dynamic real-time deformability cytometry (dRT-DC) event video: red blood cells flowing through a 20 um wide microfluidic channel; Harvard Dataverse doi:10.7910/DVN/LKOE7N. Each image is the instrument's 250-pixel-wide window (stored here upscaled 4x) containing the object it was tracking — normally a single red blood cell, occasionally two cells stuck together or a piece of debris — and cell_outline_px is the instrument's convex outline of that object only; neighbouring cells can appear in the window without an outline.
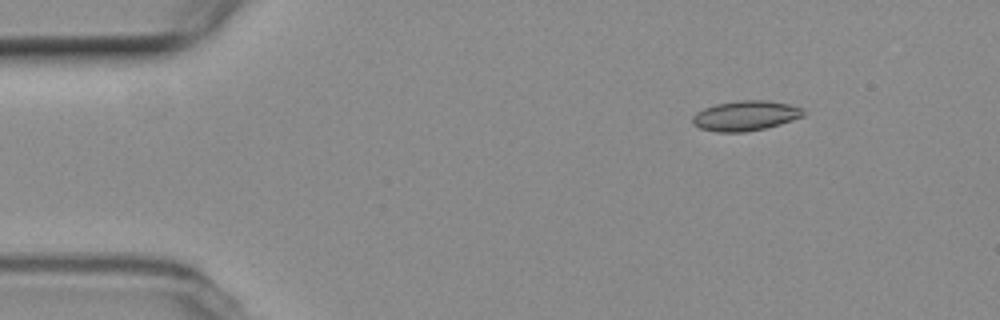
{"species": "common noctule bat (a hibernating species)", "species_latin": "Nyctalus noctula", "temperature_condition": "room temperature", "stored_images_in_passage": 5, "camera_frame_rate_fps": 3000, "um_per_image_px": 0.085, "animal": {"sex": "female", "body_mass_g": 19.3, "forearm_length_mm": 54.1}, "frame": {"image": 1, "passage_image": 3, "time_ms": 2.333, "image_size_px": [1000, 320], "cell_outline_px": [[804, 116], [780, 124], [764, 128], [744, 132], [716, 132], [700, 128], [692, 124], [692, 116], [696, 112], [704, 108], [716, 104], [740, 100], [768, 100], [788, 104], [804, 108]], "centroid_in_image_um": [63.35, 9.83], "position_along_channel_um": 21.6, "area_um2": 19.42}}